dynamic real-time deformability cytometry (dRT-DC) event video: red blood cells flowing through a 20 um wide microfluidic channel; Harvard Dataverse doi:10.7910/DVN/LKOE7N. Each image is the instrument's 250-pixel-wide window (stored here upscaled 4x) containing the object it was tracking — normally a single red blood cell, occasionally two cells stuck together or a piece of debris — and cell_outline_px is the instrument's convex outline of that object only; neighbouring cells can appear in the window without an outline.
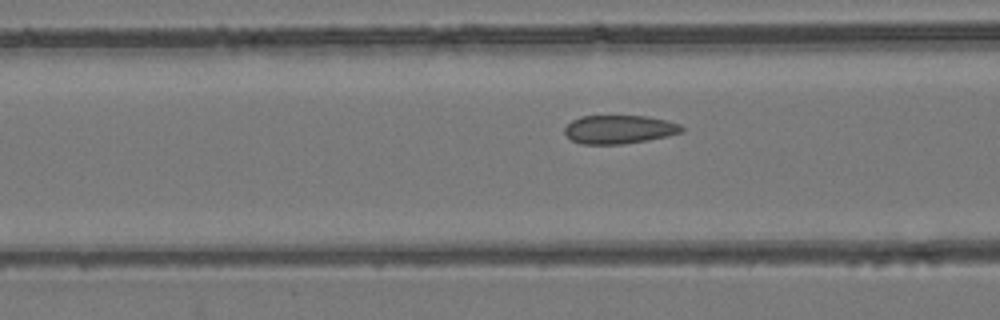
{"species": "common noctule bat (a hibernating species)", "species_latin": "Nyctalus noctula", "temperature_condition": "room temperature", "stored_images_in_passage": 52, "camera_frame_rate_fps": 3000, "um_per_image_px": 0.085, "animal": {"sex": "female", "body_mass_g": 24.6, "forearm_length_mm": 56.2}, "frame": {"image": 1, "passage_image": 20, "time_ms": 6.333, "image_size_px": [1000, 320], "cell_outline_px": [[684, 132], [668, 136], [624, 144], [580, 144], [572, 140], [564, 132], [564, 128], [572, 120], [580, 116], [648, 116], [668, 120], [680, 124], [684, 128]], "centroid_in_image_um": [52.66, 10.99], "position_along_channel_um": 113.9, "area_um2": 19.59}}
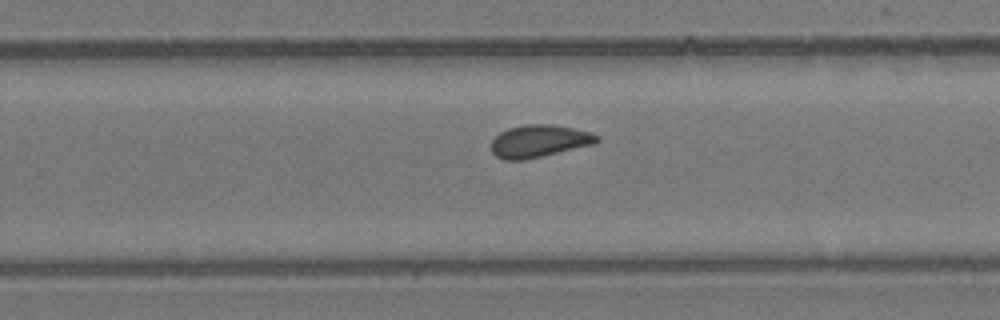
{"frame": {"image": 2, "passage_image": 33, "time_ms": 10.667, "image_size_px": [1000, 320], "cell_outline_px": [[600, 140], [596, 144], [524, 160], [504, 160], [496, 156], [492, 152], [492, 140], [500, 132], [508, 128], [524, 124], [552, 124], [572, 128], [588, 132], [600, 136]], "centroid_in_image_um": [45.84, 11.99], "position_along_channel_um": 284.0, "area_um2": 20.0}}
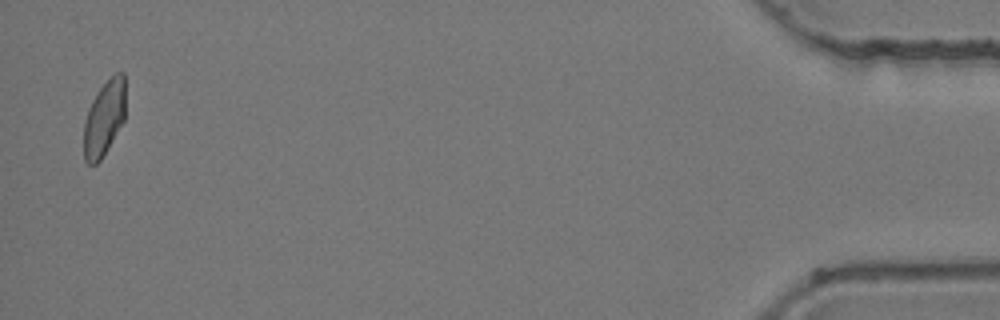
{"frame": {"image": 3, "passage_image": 51, "time_ms": 16.667, "image_size_px": [1000, 320], "cell_outline_px": [[124, 120], [100, 160], [96, 164], [88, 164], [84, 160], [84, 120], [88, 108], [92, 100], [100, 88], [116, 72], [124, 72]], "centroid_in_image_um": [8.83, 10.05], "position_along_channel_um": 426.4, "area_um2": 17.98}, "authors_computed_cell_mechanics": {"area_um2": 19.7098, "velocity_mm_per_s": 3.9288, "shape_relaxation_time_tau1_ms": null, "shape_relaxation_time_tau2_ms": 1.8357, "deformation_change_tau1": null, "deformation_change_tau2": 0.0467}}